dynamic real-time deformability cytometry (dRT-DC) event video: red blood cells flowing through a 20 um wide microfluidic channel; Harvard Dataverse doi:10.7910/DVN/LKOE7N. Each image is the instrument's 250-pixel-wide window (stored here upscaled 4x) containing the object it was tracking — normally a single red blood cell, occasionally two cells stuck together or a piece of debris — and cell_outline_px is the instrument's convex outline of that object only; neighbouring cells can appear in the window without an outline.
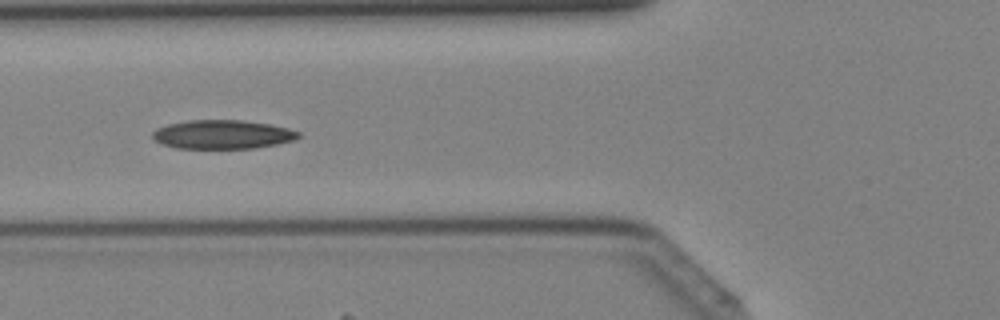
{"species": "Egyptian fruit bat (a non-hibernating species)", "species_latin": "Rousettus aegyptiacus", "temperature_condition": "cold", "stored_images_in_passage": 29, "camera_frame_rate_fps": 3000, "um_per_image_px": 0.085, "animal": {"sex": "female"}, "frame": {"image": 1, "passage_image": 9, "time_ms": 2.667, "image_size_px": [1000, 320], "cell_outline_px": [[300, 136], [296, 140], [256, 148], [176, 148], [160, 144], [152, 136], [152, 132], [156, 128], [168, 124], [188, 120], [240, 120], [268, 124], [288, 128], [300, 132]], "centroid_in_image_um": [18.9, 11.43], "position_along_channel_um": 106.9, "area_um2": 24.57}}
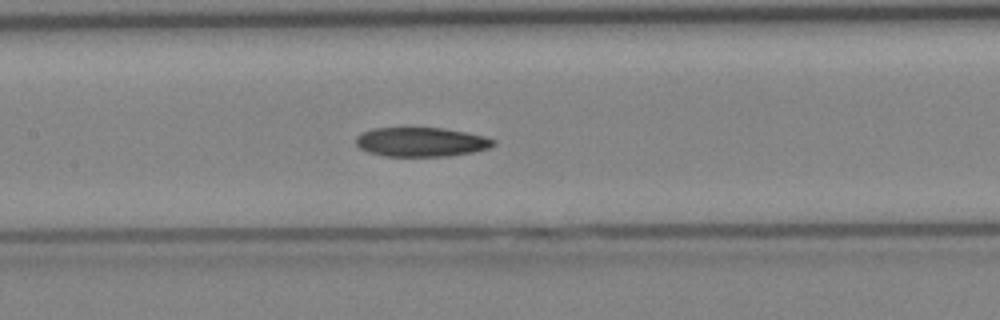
{"frame": {"image": 2, "passage_image": 13, "time_ms": 4.0, "image_size_px": [1000, 320], "cell_outline_px": [[496, 144], [488, 148], [472, 152], [448, 156], [384, 156], [368, 152], [360, 148], [356, 144], [356, 136], [372, 128], [444, 128], [468, 132], [484, 136], [496, 140]], "centroid_in_image_um": [35.82, 12.06], "position_along_channel_um": 171.6, "area_um2": 23.47}}
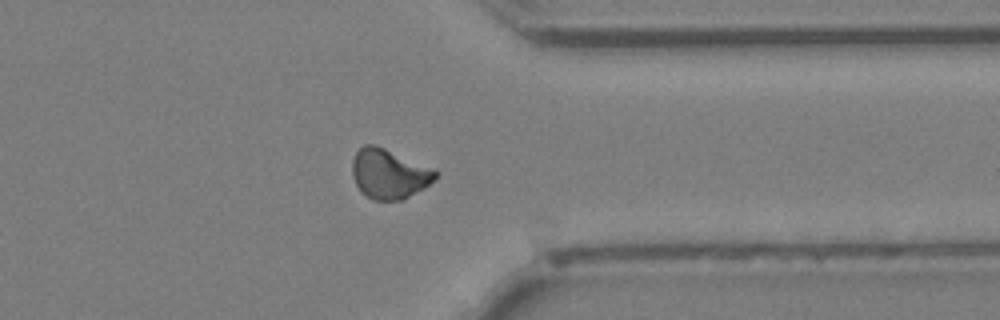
{"frame": {"image": 3, "passage_image": 26, "time_ms": 8.333, "image_size_px": [1000, 320], "cell_outline_px": [[440, 172], [424, 188], [404, 200], [372, 200], [360, 192], [352, 176], [352, 160], [356, 152], [364, 144], [372, 144], [384, 148], [436, 168]], "centroid_in_image_um": [33.08, 14.78], "position_along_channel_um": 378.3, "area_um2": 24.39}}